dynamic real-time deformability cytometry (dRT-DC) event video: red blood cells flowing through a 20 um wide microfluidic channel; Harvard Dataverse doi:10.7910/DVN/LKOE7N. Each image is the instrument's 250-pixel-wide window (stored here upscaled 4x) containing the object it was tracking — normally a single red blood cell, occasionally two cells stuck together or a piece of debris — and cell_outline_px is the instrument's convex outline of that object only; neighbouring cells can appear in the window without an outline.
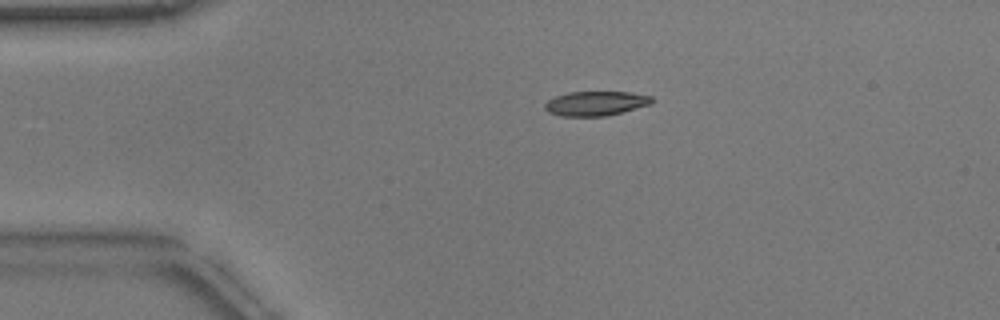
{"species": "common noctule bat (a hibernating species)", "species_latin": "Nyctalus noctula", "temperature_condition": "warm", "stored_images_in_passage": 43, "camera_frame_rate_fps": 3000, "um_per_image_px": 0.085, "animal": {"sex": "male", "body_mass_g": 17.9}, "frame": {"image": 1, "passage_image": 1, "time_ms": 0.0, "image_size_px": [1000, 320], "cell_outline_px": [[652, 104], [604, 116], [560, 116], [548, 112], [544, 108], [544, 104], [548, 100], [556, 96], [568, 92], [632, 92], [652, 96]], "centroid_in_image_um": [50.62, 8.78], "position_along_channel_um": 34.4, "area_um2": 15.2}}
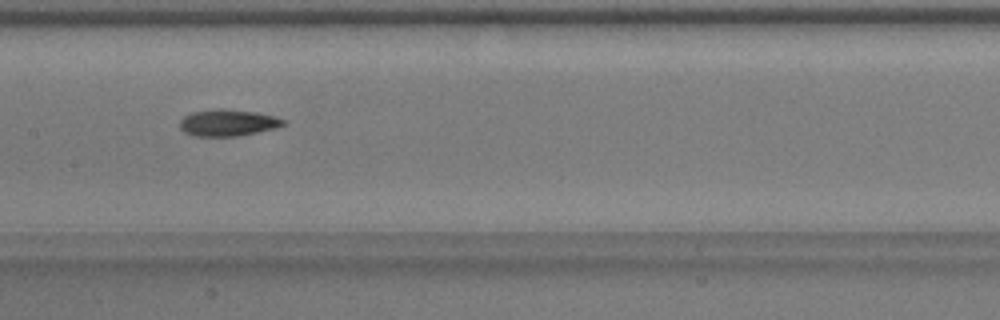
{"frame": {"image": 2, "passage_image": 16, "time_ms": 5.0, "image_size_px": [1000, 320], "cell_outline_px": [[284, 124], [276, 128], [236, 136], [192, 136], [184, 132], [180, 128], [180, 120], [184, 116], [192, 112], [220, 108], [224, 108], [256, 112], [276, 116], [284, 120]], "centroid_in_image_um": [19.34, 10.42], "position_along_channel_um": 188.1, "area_um2": 16.07}}
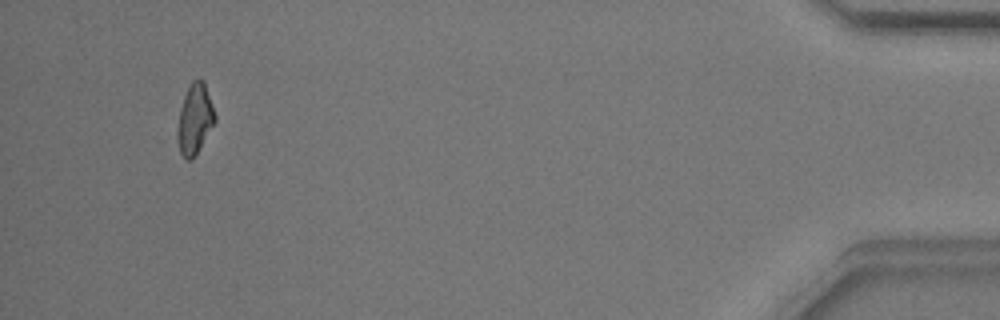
{"frame": {"image": 3, "passage_image": 40, "time_ms": 13.0, "image_size_px": [1000, 320], "cell_outline_px": [[216, 120], [192, 160], [184, 160], [180, 152], [176, 132], [180, 108], [184, 96], [192, 80], [200, 76], [204, 80], [216, 116]], "centroid_in_image_um": [16.55, 10.09], "position_along_channel_um": 418.7, "area_um2": 15.37}, "authors_computed_cell_mechanics": {"area_um2": 15.4326, "velocity_mm_per_s": 3.8104, "shape_relaxation_time_tau1_ms": 3.1673, "shape_relaxation_time_tau2_ms": 3.1144, "deformation_change_tau1": 0.1619, "deformation_change_tau2": 0.1091}}